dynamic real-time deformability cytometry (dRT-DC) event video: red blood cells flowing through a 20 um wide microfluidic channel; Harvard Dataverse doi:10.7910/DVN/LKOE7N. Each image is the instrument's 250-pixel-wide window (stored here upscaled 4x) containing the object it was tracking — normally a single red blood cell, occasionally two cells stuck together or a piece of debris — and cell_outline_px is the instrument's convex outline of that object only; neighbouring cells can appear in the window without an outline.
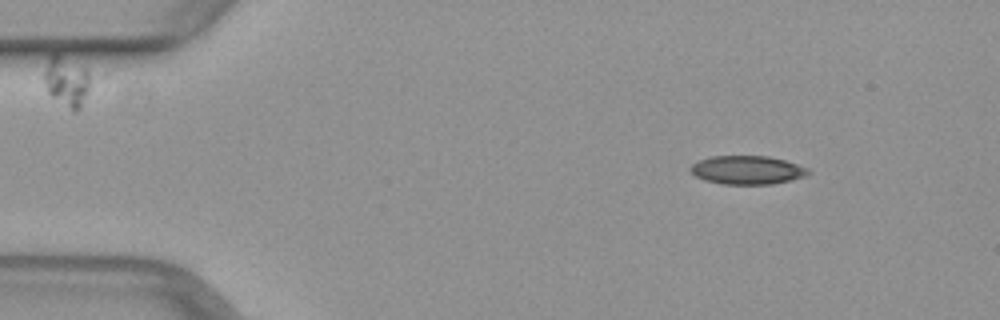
{"species": "common noctule bat (a hibernating species)", "species_latin": "Nyctalus noctula", "temperature_condition": "warm", "stored_images_in_passage": 44, "camera_frame_rate_fps": 3000, "um_per_image_px": 0.085, "animal": {"sex": "female", "body_mass_g": 29.2, "forearm_length_mm": 56.3}, "frame": {"image": 1, "passage_image": 1, "time_ms": 0.0, "image_size_px": [1000, 320], "cell_outline_px": [[812, 172], [804, 176], [772, 184], [720, 184], [704, 180], [696, 176], [688, 168], [692, 164], [700, 160], [712, 156], [768, 156], [784, 160], [808, 168]], "centroid_in_image_um": [63.49, 14.45], "position_along_channel_um": 21.5, "area_um2": 19.48}}
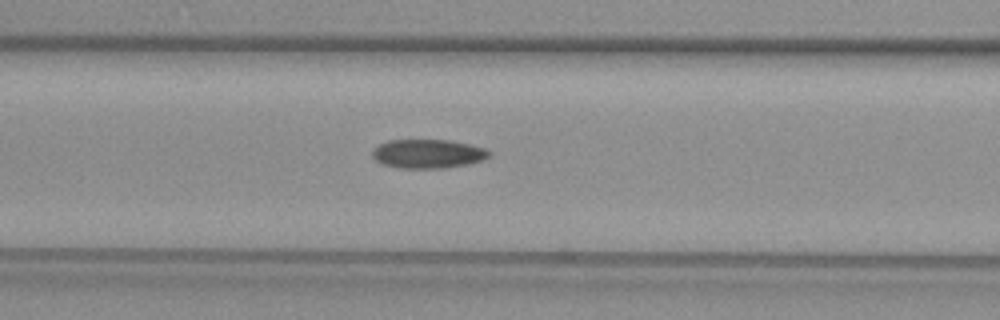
{"frame": {"image": 2, "passage_image": 15, "time_ms": 4.667, "image_size_px": [1000, 320], "cell_outline_px": [[492, 152], [484, 160], [468, 164], [444, 168], [396, 168], [384, 164], [376, 160], [372, 156], [372, 152], [380, 144], [388, 140], [452, 140], [484, 148]], "centroid_in_image_um": [36.39, 13.07], "position_along_channel_um": 130.2, "area_um2": 19.65}}
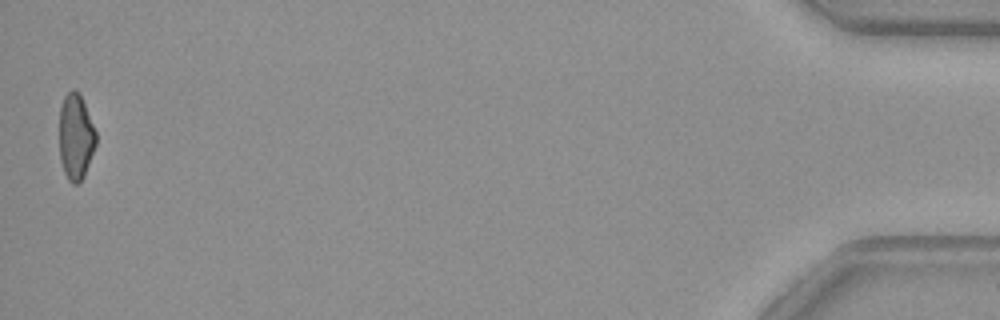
{"frame": {"image": 3, "passage_image": 44, "time_ms": 14.333, "image_size_px": [1000, 320], "cell_outline_px": [[96, 144], [84, 176], [76, 184], [72, 184], [68, 180], [64, 172], [60, 160], [60, 108], [64, 96], [72, 88], [80, 96], [84, 104], [96, 132]], "centroid_in_image_um": [6.43, 11.66], "position_along_channel_um": 428.8, "area_um2": 18.03}}